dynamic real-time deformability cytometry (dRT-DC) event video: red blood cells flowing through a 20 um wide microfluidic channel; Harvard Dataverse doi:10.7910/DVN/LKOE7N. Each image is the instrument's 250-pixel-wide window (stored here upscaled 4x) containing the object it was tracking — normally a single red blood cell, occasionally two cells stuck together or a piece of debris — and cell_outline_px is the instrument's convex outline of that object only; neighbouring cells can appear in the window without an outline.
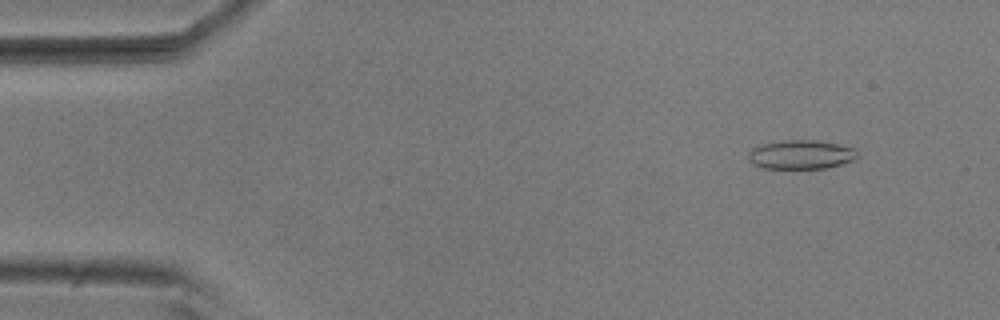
{"species": "common noctule bat (a hibernating species)", "species_latin": "Nyctalus noctula", "temperature_condition": "room temperature", "stored_images_in_passage": 4, "camera_frame_rate_fps": 3000, "um_per_image_px": 0.085, "animal": {"sex": "male", "body_mass_g": 20.5, "forearm_length_mm": 52.5}, "frame": {"image": 1, "passage_image": 1, "time_ms": 0.0, "image_size_px": [1000, 320], "cell_outline_px": [[860, 156], [852, 160], [828, 168], [764, 168], [752, 164], [748, 160], [748, 152], [752, 148], [764, 144], [784, 140], [816, 140], [856, 148]], "centroid_in_image_um": [68.09, 13.14], "position_along_channel_um": 16.9, "area_um2": 18.44}}
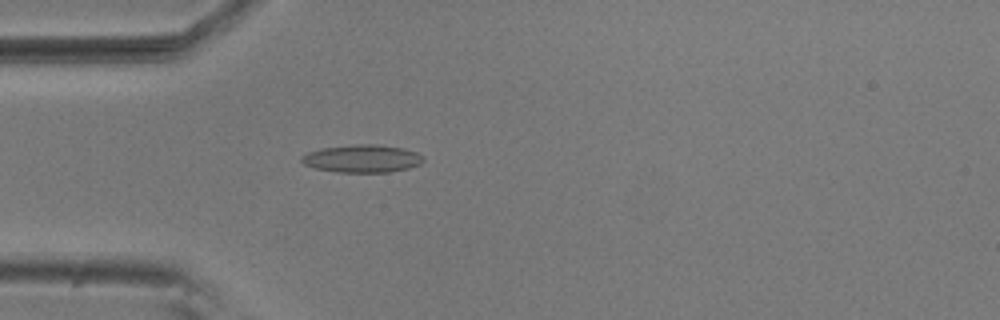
{"frame": {"image": 2, "passage_image": 4, "time_ms": 1.0, "image_size_px": [1000, 320], "cell_outline_px": [[424, 160], [420, 164], [408, 168], [388, 172], [336, 172], [316, 168], [304, 164], [300, 160], [300, 156], [308, 152], [324, 148], [356, 144], [376, 144], [404, 148], [416, 152], [424, 156]], "centroid_in_image_um": [30.8, 13.48], "position_along_channel_um": 54.2, "area_um2": 19.65}}